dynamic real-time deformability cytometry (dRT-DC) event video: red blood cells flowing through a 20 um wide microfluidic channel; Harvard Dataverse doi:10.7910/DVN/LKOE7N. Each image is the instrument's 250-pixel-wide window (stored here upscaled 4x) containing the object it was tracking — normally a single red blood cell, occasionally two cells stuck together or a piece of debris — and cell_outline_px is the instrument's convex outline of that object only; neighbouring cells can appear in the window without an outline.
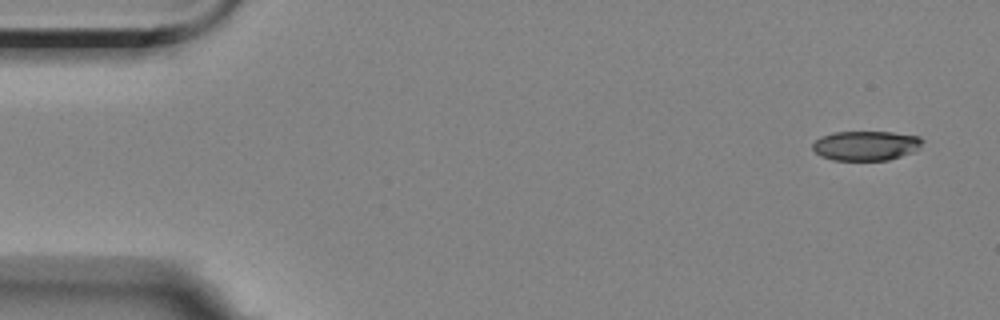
{"species": "Egyptian fruit bat (a non-hibernating species)", "species_latin": "Rousettus aegyptiacus", "temperature_condition": "room temperature", "stored_images_in_passage": 3, "camera_frame_rate_fps": 3000, "um_per_image_px": 0.085, "animal": {"sex": "female"}, "frame": {"image": 1, "passage_image": 1, "time_ms": 0.0, "image_size_px": [1000, 320], "cell_outline_px": [[924, 140], [920, 148], [916, 152], [888, 160], [832, 160], [820, 156], [812, 148], [812, 144], [820, 136], [836, 132], [892, 132], [920, 136]], "centroid_in_image_um": [73.64, 12.38], "position_along_channel_um": 11.4, "area_um2": 19.19}}
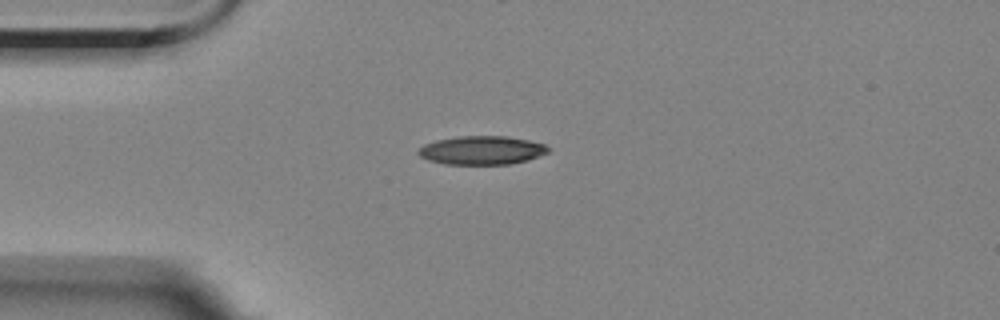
{"frame": {"image": 2, "passage_image": 3, "time_ms": 3.667, "image_size_px": [1000, 320], "cell_outline_px": [[548, 152], [528, 160], [508, 164], [444, 164], [428, 160], [420, 156], [416, 152], [424, 144], [436, 140], [460, 136], [508, 136], [528, 140], [544, 144], [548, 148]], "centroid_in_image_um": [40.92, 12.77], "position_along_channel_um": 44.1, "area_um2": 21.56}}